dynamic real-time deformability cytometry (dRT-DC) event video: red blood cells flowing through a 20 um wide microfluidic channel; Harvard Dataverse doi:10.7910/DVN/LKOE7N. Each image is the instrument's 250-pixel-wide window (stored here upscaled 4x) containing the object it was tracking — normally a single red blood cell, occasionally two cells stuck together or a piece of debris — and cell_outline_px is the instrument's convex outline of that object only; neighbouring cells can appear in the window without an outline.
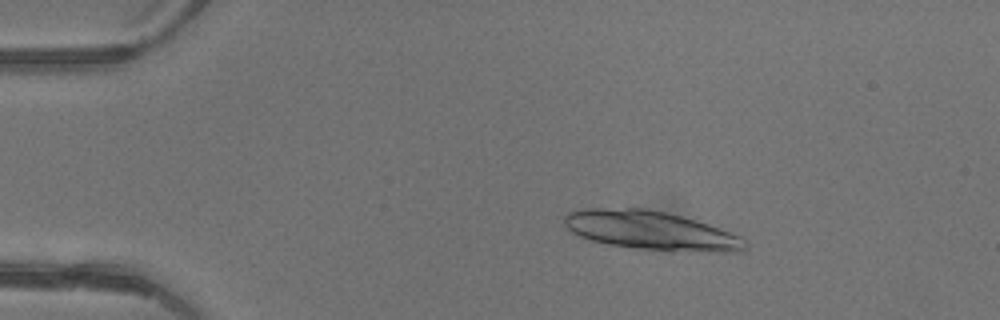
{"species": "common noctule bat (a hibernating species)", "species_latin": "Nyctalus noctula", "temperature_condition": "warm", "stored_images_in_passage": 4, "camera_frame_rate_fps": 3000, "um_per_image_px": 0.085, "animal": {"sex": "female"}, "frame": {"image": 1, "passage_image": 2, "time_ms": 0.333, "image_size_px": [1000, 320], "cell_outline_px": [[748, 248], [744, 252], [716, 252], [640, 248], [608, 244], [592, 240], [580, 236], [572, 232], [564, 224], [564, 216], [568, 212], [580, 208], [648, 208], [680, 216], [708, 224], [740, 236], [748, 244]], "centroid_in_image_um": [55.33, 19.58], "position_along_channel_um": 29.7, "area_um2": 40.52}}